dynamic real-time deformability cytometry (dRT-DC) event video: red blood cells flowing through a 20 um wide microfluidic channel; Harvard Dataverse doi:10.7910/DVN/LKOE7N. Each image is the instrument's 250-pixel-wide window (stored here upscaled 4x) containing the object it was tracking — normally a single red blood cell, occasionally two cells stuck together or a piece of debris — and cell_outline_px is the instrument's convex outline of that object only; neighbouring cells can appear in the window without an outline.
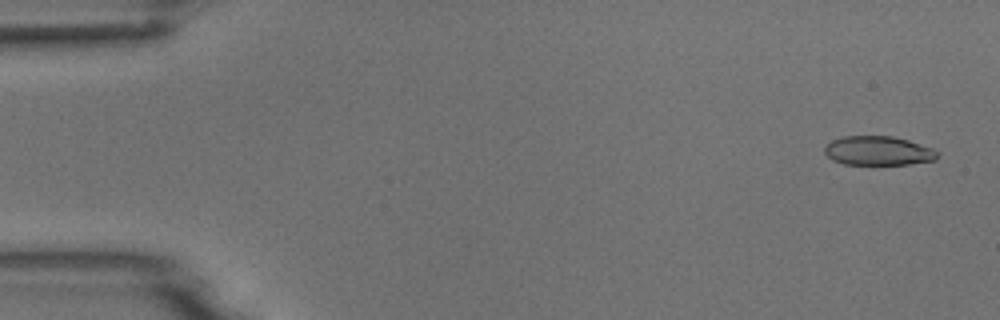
{"species": "common noctule bat (a hibernating species)", "species_latin": "Nyctalus noctula", "temperature_condition": "room temperature", "stored_images_in_passage": 4, "camera_frame_rate_fps": 3000, "um_per_image_px": 0.085, "animal": {"sex": "male", "body_mass_g": 18.8}, "frame": {"image": 1, "passage_image": 1, "time_ms": 0.0, "image_size_px": [1000, 320], "cell_outline_px": [[936, 160], [908, 164], [844, 164], [832, 160], [824, 152], [824, 148], [832, 140], [844, 136], [892, 136], [908, 140], [932, 148], [936, 152]], "centroid_in_image_um": [74.62, 12.81], "position_along_channel_um": 10.4, "area_um2": 18.96}}
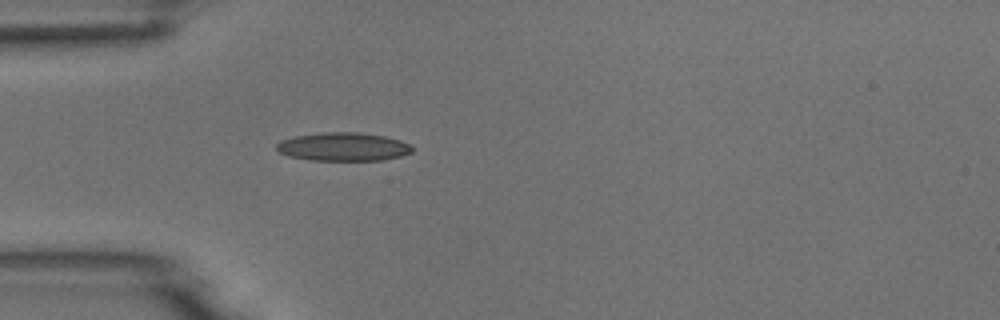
{"frame": {"image": 2, "passage_image": 4, "time_ms": 4.333, "image_size_px": [1000, 320], "cell_outline_px": [[412, 152], [400, 156], [384, 160], [312, 160], [288, 156], [280, 152], [276, 148], [276, 144], [280, 140], [296, 136], [324, 132], [356, 132], [384, 136], [400, 140], [408, 144], [412, 148]], "centroid_in_image_um": [29.16, 12.47], "position_along_channel_um": 55.8, "area_um2": 22.31}}